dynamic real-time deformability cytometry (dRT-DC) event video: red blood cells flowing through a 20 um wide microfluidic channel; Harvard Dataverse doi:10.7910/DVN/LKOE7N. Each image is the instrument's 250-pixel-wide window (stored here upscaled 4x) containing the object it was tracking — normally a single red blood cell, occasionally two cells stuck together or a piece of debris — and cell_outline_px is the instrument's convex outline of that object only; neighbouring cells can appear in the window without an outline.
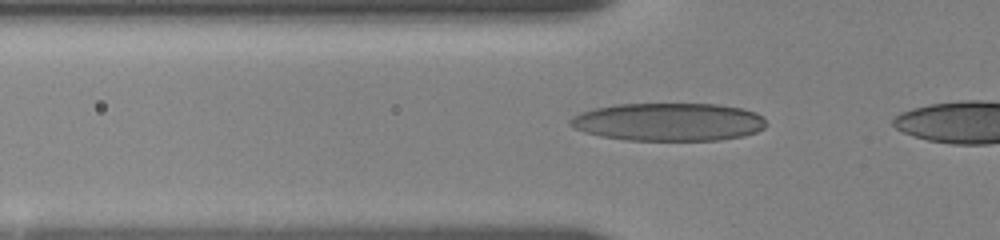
{"species": "human", "species_latin": "Homo sapiens", "temperature_condition": "room temperature", "stored_images_in_passage": 14, "camera_frame_rate_fps": 3000, "um_per_image_px": 0.085, "donor": {"sex": "female"}, "frame": {"image": 1, "passage_image": 12, "time_ms": 4.0, "image_size_px": [1000, 240], "cell_outline_px": [[768, 124], [764, 128], [756, 132], [744, 136], [716, 140], [628, 140], [600, 136], [584, 132], [572, 128], [568, 124], [568, 120], [572, 116], [580, 112], [596, 108], [616, 104], [720, 104], [740, 108], [756, 112], [764, 116]], "centroid_in_image_um": [56.83, 10.36], "position_along_channel_um": 69.0, "area_um2": 43.75}}